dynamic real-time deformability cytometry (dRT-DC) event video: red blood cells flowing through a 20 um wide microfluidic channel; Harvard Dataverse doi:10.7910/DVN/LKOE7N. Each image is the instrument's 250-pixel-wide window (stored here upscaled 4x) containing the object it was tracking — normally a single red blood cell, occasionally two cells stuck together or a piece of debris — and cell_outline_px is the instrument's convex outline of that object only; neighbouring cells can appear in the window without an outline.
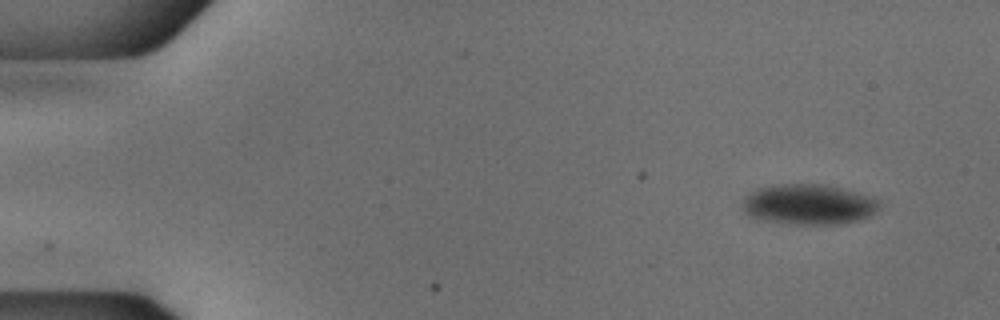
{"species": "common noctule bat (a hibernating species)", "species_latin": "Nyctalus noctula", "temperature_condition": "cold", "stored_images_in_passage": 53, "camera_frame_rate_fps": 3000, "um_per_image_px": 0.085, "animal": {"sex": "male", "body_mass_g": 18.8}, "frame": {"image": 1, "passage_image": 4, "time_ms": 1.0, "image_size_px": [1000, 320], "cell_outline_px": [[880, 208], [876, 212], [860, 220], [840, 224], [788, 224], [764, 220], [748, 216], [744, 212], [744, 200], [752, 192], [760, 188], [780, 184], [820, 184], [840, 188], [872, 196], [880, 200]], "centroid_in_image_um": [68.79, 17.39], "position_along_channel_um": 16.2, "area_um2": 32.08}}
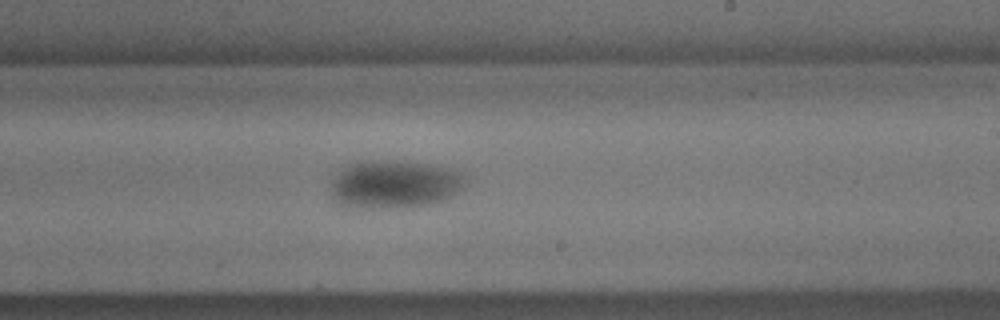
{"frame": {"image": 2, "passage_image": 32, "time_ms": 10.333, "image_size_px": [1000, 320], "cell_outline_px": [[468, 180], [464, 188], [440, 200], [428, 204], [388, 208], [368, 208], [340, 204], [332, 196], [332, 180], [348, 164], [356, 160], [400, 160], [428, 164], [460, 172]], "centroid_in_image_um": [33.51, 15.63], "position_along_channel_um": 255.5, "area_um2": 37.4}}
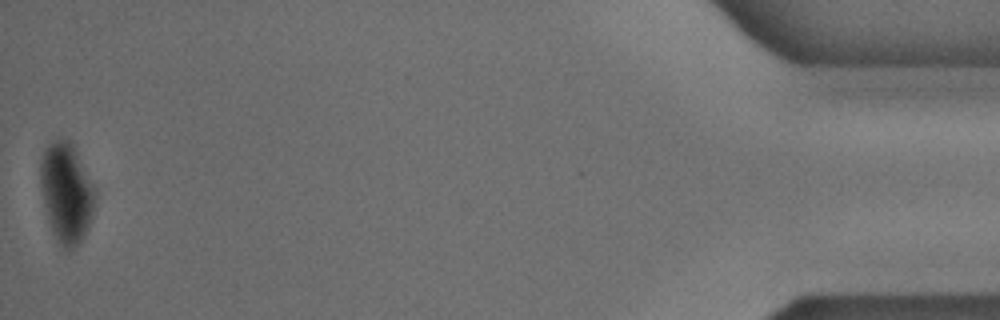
{"frame": {"image": 3, "passage_image": 53, "time_ms": 17.333, "image_size_px": [1000, 320], "cell_outline_px": [[96, 196], [92, 216], [88, 228], [84, 236], [68, 252], [64, 252], [56, 240], [52, 232], [48, 220], [44, 204], [40, 184], [40, 156], [44, 148], [52, 140], [60, 136], [72, 140], [96, 188]], "centroid_in_image_um": [5.64, 16.32], "position_along_channel_um": 429.6, "area_um2": 32.77}}